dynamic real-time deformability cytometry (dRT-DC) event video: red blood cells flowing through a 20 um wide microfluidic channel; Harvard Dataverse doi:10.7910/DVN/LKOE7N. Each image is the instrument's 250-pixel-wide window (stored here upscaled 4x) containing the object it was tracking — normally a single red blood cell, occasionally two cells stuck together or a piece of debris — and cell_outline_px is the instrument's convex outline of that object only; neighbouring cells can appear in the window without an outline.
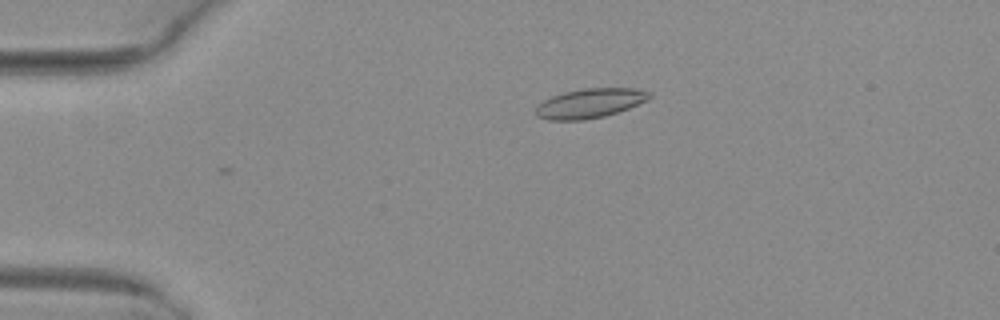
{"species": "common noctule bat (a hibernating species)", "species_latin": "Nyctalus noctula", "temperature_condition": "warm", "stored_images_in_passage": 42, "camera_frame_rate_fps": 3000, "um_per_image_px": 0.085, "animal": {"sex": "female", "body_mass_g": 29.2, "forearm_length_mm": 56.3}, "frame": {"image": 1, "passage_image": 5, "time_ms": 1.333, "image_size_px": [1000, 320], "cell_outline_px": [[652, 96], [648, 100], [628, 108], [604, 116], [584, 120], [548, 120], [536, 116], [536, 104], [552, 96], [564, 92], [584, 88], [636, 88], [652, 92]], "centroid_in_image_um": [50.14, 8.77], "position_along_channel_um": 34.9, "area_um2": 19.59}}
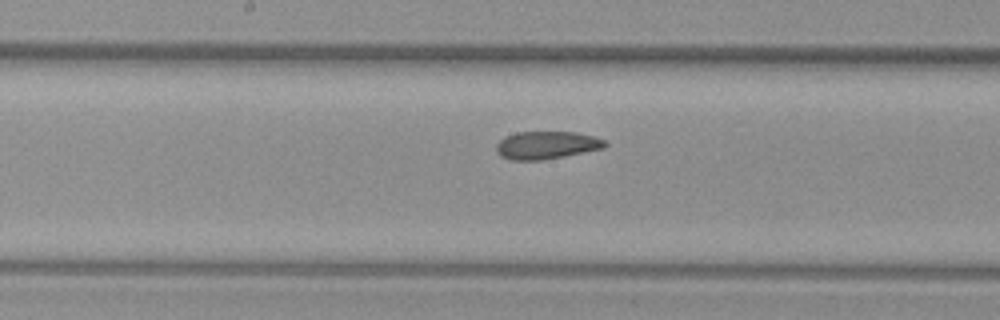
{"frame": {"image": 2, "passage_image": 21, "time_ms": 6.667, "image_size_px": [1000, 320], "cell_outline_px": [[608, 144], [604, 148], [540, 160], [512, 160], [500, 156], [496, 152], [496, 144], [504, 136], [516, 132], [576, 132], [592, 136], [604, 140]], "centroid_in_image_um": [46.41, 12.33], "position_along_channel_um": 201.8, "area_um2": 17.46}}
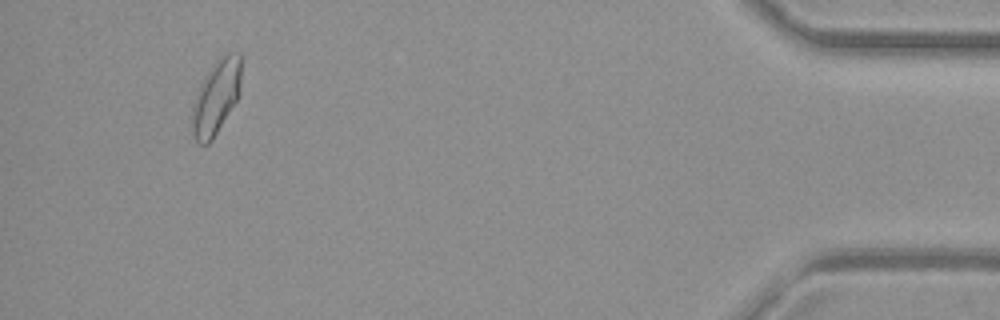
{"frame": {"image": 3, "passage_image": 42, "time_ms": 13.667, "image_size_px": [1000, 320], "cell_outline_px": [[240, 92], [236, 100], [212, 140], [208, 144], [200, 144], [196, 140], [192, 132], [192, 108], [200, 84], [204, 76], [212, 64], [224, 52], [240, 52]], "centroid_in_image_um": [18.36, 8.21], "position_along_channel_um": 416.8, "area_um2": 21.1}, "authors_computed_cell_mechanics": {"area_um2": 17.9758, "velocity_mm_per_s": 4.069, "shape_relaxation_time_tau1_ms": 3.9843, "shape_relaxation_time_tau2_ms": 1.9533, "deformation_change_tau1": 0.121, "deformation_change_tau2": 0.0803}}